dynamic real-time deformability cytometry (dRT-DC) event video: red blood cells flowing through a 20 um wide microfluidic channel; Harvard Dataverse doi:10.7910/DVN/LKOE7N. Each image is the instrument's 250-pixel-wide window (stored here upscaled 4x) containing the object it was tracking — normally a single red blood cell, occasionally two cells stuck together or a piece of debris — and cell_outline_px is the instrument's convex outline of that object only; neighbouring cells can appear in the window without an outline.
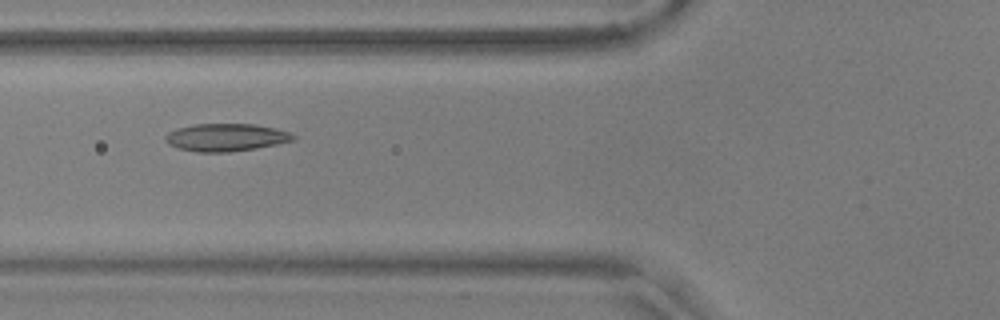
{"species": "common noctule bat (a hibernating species)", "species_latin": "Nyctalus noctula", "temperature_condition": "warm", "stored_images_in_passage": 51, "camera_frame_rate_fps": 3000, "um_per_image_px": 0.085, "animal": {"sex": "male", "body_mass_g": 17.9, "forearm_length_mm": 54.2}, "frame": {"image": 1, "passage_image": 17, "time_ms": 5.333, "image_size_px": [1000, 320], "cell_outline_px": [[296, 136], [292, 140], [276, 144], [256, 148], [228, 152], [196, 152], [180, 148], [168, 144], [164, 140], [164, 136], [168, 132], [176, 128], [196, 124], [256, 124], [276, 128], [288, 132]], "centroid_in_image_um": [19.17, 11.67], "position_along_channel_um": 106.6, "area_um2": 20.52}}
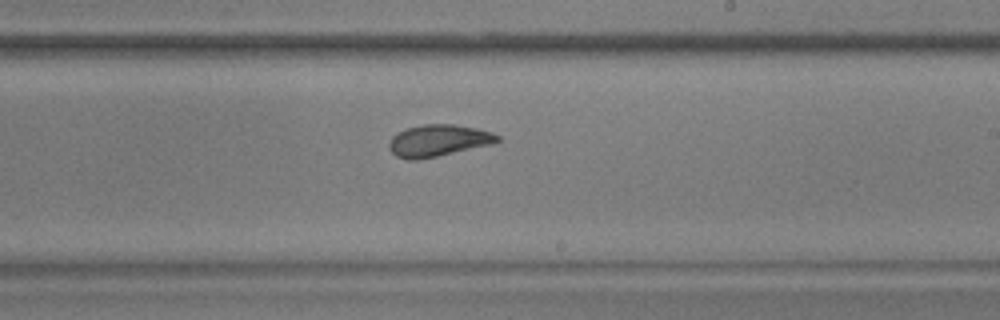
{"frame": {"image": 2, "passage_image": 29, "time_ms": 9.333, "image_size_px": [1000, 320], "cell_outline_px": [[500, 140], [488, 144], [436, 156], [416, 160], [408, 160], [396, 156], [388, 148], [388, 144], [392, 136], [396, 132], [408, 128], [424, 124], [452, 124], [476, 128], [492, 132], [500, 136]], "centroid_in_image_um": [37.19, 11.94], "position_along_channel_um": 251.8, "area_um2": 19.77}}
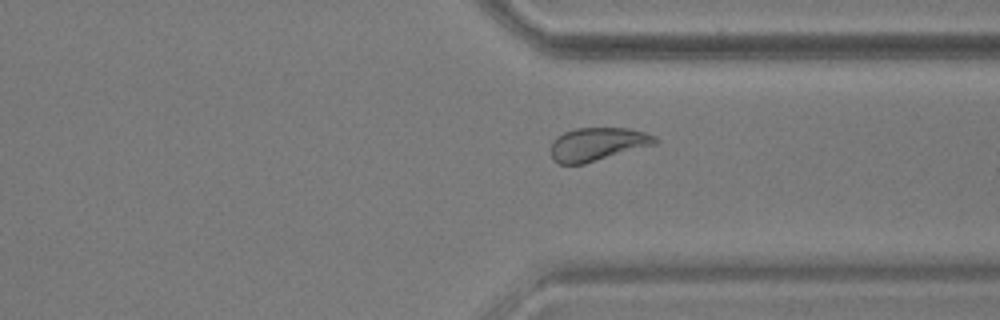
{"frame": {"image": 3, "passage_image": 38, "time_ms": 12.333, "image_size_px": [1000, 320], "cell_outline_px": [[660, 140], [656, 144], [584, 164], [560, 164], [552, 160], [552, 140], [556, 136], [564, 132], [576, 128], [628, 128], [644, 132], [656, 136]], "centroid_in_image_um": [50.8, 12.25], "position_along_channel_um": 360.6, "area_um2": 20.29}, "authors_computed_cell_mechanics": {"area_um2": 20.519, "velocity_mm_per_s": 3.6267, "shape_relaxation_time_tau1_ms": 5.6488, "shape_relaxation_time_tau2_ms": 1.6681, "deformation_change_tau1": 0.1527, "deformation_change_tau2": 0.0679}}